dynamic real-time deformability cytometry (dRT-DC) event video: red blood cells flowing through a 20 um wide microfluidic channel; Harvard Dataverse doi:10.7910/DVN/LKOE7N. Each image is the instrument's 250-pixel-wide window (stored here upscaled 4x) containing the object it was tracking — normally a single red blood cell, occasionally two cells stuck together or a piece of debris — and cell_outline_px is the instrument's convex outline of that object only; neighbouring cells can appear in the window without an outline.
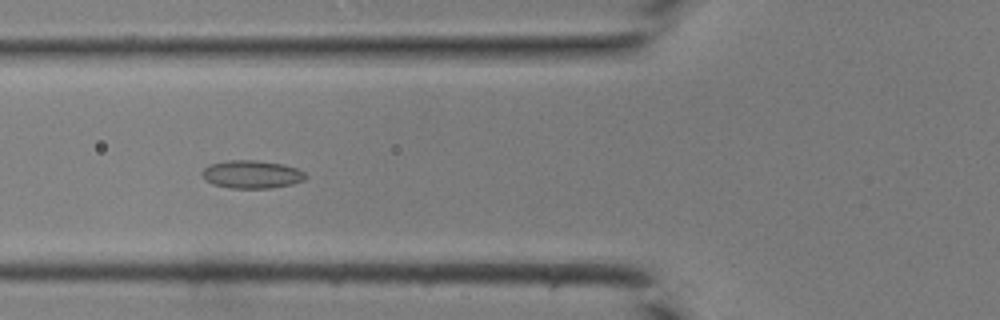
{"species": "common noctule bat (a hibernating species)", "species_latin": "Nyctalus noctula", "temperature_condition": "room temperature", "stored_images_in_passage": 42, "camera_frame_rate_fps": 3000, "um_per_image_px": 0.085, "animal": {"sex": "male", "body_mass_g": 19.0, "forearm_length_mm": 50.8}, "frame": {"image": 1, "passage_image": 16, "time_ms": 5.0, "image_size_px": [1000, 320], "cell_outline_px": [[308, 176], [304, 180], [292, 184], [272, 188], [228, 188], [212, 184], [204, 180], [200, 176], [200, 172], [208, 164], [228, 160], [256, 160], [284, 164], [296, 168], [304, 172]], "centroid_in_image_um": [21.35, 14.82], "position_along_channel_um": 104.4, "area_um2": 17.22}}
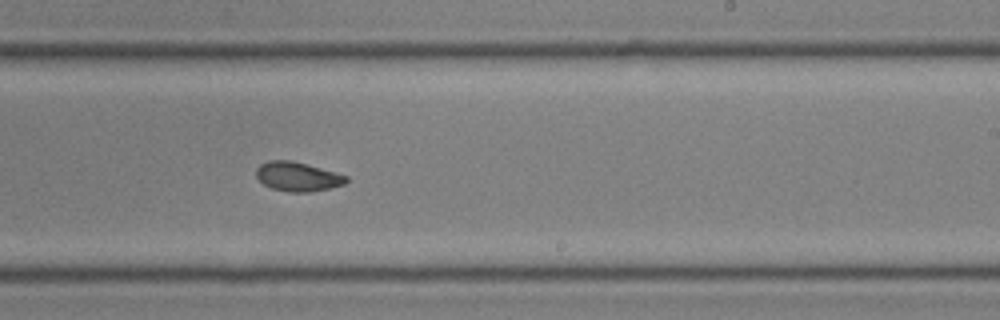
{"frame": {"image": 2, "passage_image": 26, "time_ms": 8.333, "image_size_px": [1000, 320], "cell_outline_px": [[348, 180], [344, 184], [332, 188], [312, 192], [288, 192], [272, 188], [264, 184], [256, 176], [256, 168], [260, 164], [268, 160], [292, 160], [336, 172], [348, 176]], "centroid_in_image_um": [25.31, 15.01], "position_along_channel_um": 263.7, "area_um2": 15.49}}
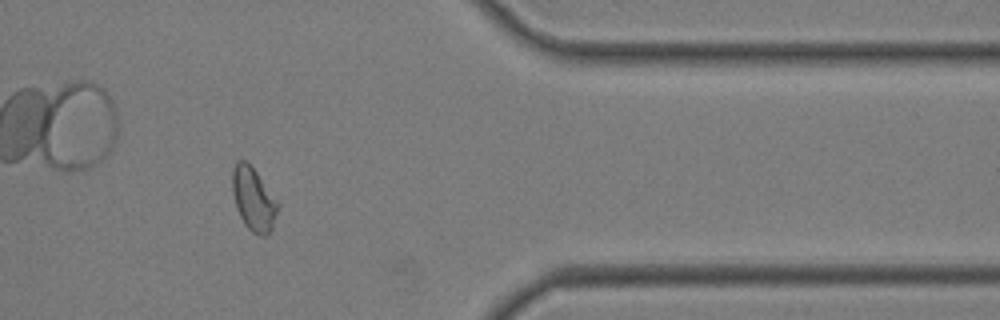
{"frame": {"image": 3, "passage_image": 35, "time_ms": 11.333, "image_size_px": [1000, 320], "cell_outline_px": [[280, 204], [272, 228], [264, 236], [260, 236], [252, 232], [244, 224], [236, 208], [232, 192], [232, 168], [236, 160], [244, 160], [256, 172]], "centroid_in_image_um": [21.53, 16.93], "position_along_channel_um": 389.9, "area_um2": 16.7}}